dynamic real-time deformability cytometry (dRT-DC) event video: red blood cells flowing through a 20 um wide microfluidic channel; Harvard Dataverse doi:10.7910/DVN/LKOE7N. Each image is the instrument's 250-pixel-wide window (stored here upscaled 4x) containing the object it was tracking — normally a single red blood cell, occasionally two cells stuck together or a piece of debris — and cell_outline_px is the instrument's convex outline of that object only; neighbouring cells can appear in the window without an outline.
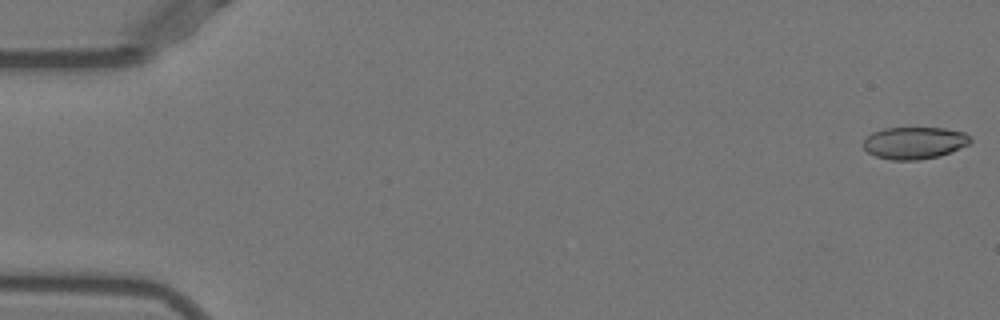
{"species": "Egyptian fruit bat (a non-hibernating species)", "species_latin": "Rousettus aegyptiacus", "temperature_condition": "warm", "stored_images_in_passage": 29, "camera_frame_rate_fps": 3000, "um_per_image_px": 0.085, "animal": {"sex": "female"}, "frame": {"image": 1, "passage_image": 1, "time_ms": 0.0, "image_size_px": [1000, 320], "cell_outline_px": [[972, 140], [968, 144], [940, 156], [916, 160], [892, 160], [876, 156], [868, 152], [864, 148], [864, 140], [872, 132], [884, 128], [944, 128], [964, 132]], "centroid_in_image_um": [77.71, 12.14], "position_along_channel_um": 7.3, "area_um2": 19.83}}
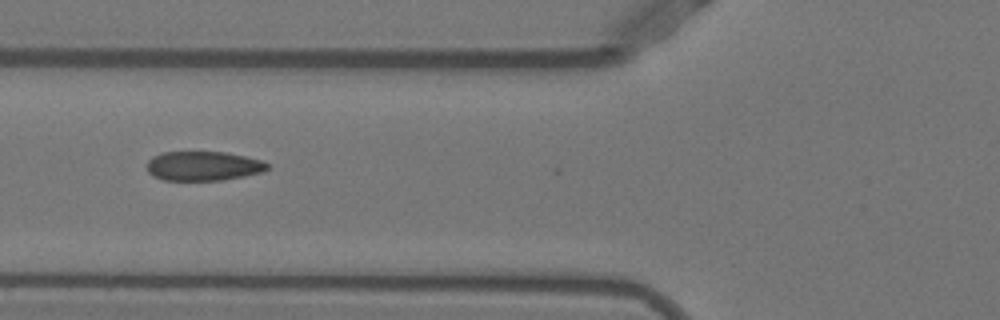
{"frame": {"image": 2, "passage_image": 20, "time_ms": 6.333, "image_size_px": [1000, 320], "cell_outline_px": [[268, 168], [260, 172], [244, 176], [220, 180], [164, 180], [152, 176], [148, 172], [148, 160], [152, 156], [160, 152], [224, 152], [264, 160], [268, 164]], "centroid_in_image_um": [17.25, 14.1], "position_along_channel_um": 108.6, "area_um2": 20.58}}
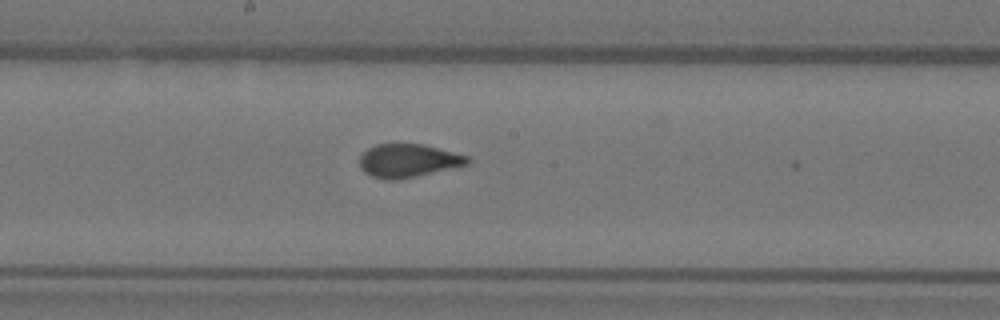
{"frame": {"image": 3, "passage_image": 28, "time_ms": 9.0, "image_size_px": [1000, 320], "cell_outline_px": [[472, 160], [468, 164], [416, 176], [392, 180], [388, 180], [372, 176], [364, 172], [360, 168], [360, 156], [368, 148], [376, 144], [424, 144], [468, 156]], "centroid_in_image_um": [34.69, 13.65], "position_along_channel_um": 213.5, "area_um2": 20.75}}